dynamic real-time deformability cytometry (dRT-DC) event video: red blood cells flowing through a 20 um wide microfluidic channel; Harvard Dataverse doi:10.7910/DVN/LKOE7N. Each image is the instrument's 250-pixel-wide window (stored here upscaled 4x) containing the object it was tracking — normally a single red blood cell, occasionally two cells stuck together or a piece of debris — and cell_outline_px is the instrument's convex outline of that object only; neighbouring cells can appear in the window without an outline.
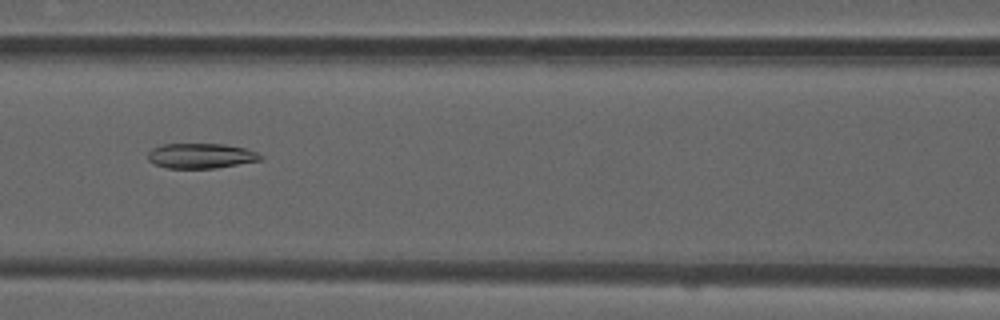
{"species": "common noctule bat (a hibernating species)", "species_latin": "Nyctalus noctula", "temperature_condition": "room temperature", "stored_images_in_passage": 33, "camera_frame_rate_fps": 3000, "um_per_image_px": 0.085, "animal": {"sex": "male", "forearm_length_mm": 52.5}, "frame": {"image": 1, "passage_image": 8, "time_ms": 2.333, "image_size_px": [1000, 320], "cell_outline_px": [[264, 156], [260, 160], [216, 168], [168, 168], [152, 164], [148, 160], [148, 152], [152, 148], [160, 144], [224, 144], [244, 148], [256, 152]], "centroid_in_image_um": [17.03, 13.24], "position_along_channel_um": 149.6, "area_um2": 16.47}}
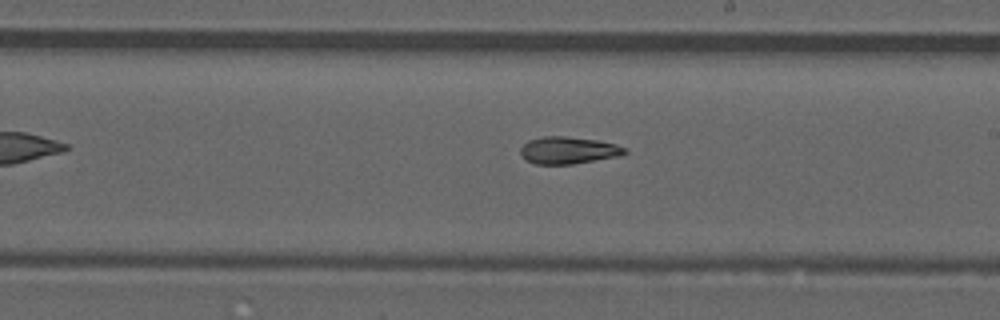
{"frame": {"image": 2, "passage_image": 15, "time_ms": 4.667, "image_size_px": [1000, 320], "cell_outline_px": [[628, 152], [620, 156], [572, 164], [536, 164], [524, 160], [520, 156], [520, 148], [528, 140], [544, 136], [568, 136], [596, 140], [616, 144], [628, 148]], "centroid_in_image_um": [48.3, 12.77], "position_along_channel_um": 240.7, "area_um2": 16.7}}
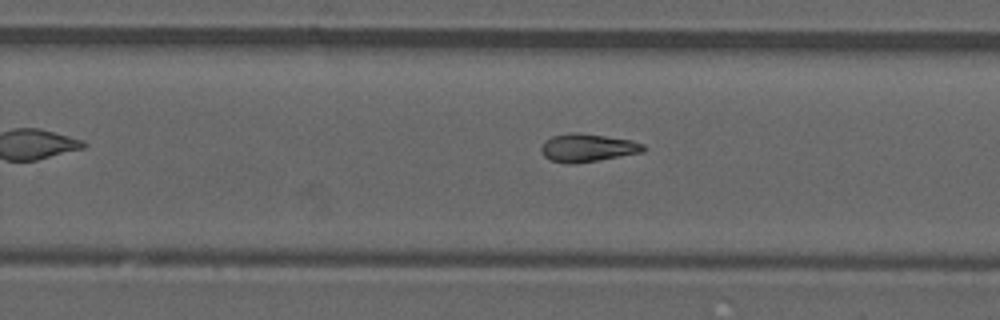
{"frame": {"image": 3, "passage_image": 18, "time_ms": 5.667, "image_size_px": [1000, 320], "cell_outline_px": [[648, 148], [644, 152], [572, 164], [568, 164], [552, 160], [544, 156], [540, 152], [540, 148], [544, 140], [552, 136], [568, 132], [580, 132], [632, 140], [644, 144]], "centroid_in_image_um": [49.93, 12.54], "position_along_channel_um": 279.9, "area_um2": 16.88}}